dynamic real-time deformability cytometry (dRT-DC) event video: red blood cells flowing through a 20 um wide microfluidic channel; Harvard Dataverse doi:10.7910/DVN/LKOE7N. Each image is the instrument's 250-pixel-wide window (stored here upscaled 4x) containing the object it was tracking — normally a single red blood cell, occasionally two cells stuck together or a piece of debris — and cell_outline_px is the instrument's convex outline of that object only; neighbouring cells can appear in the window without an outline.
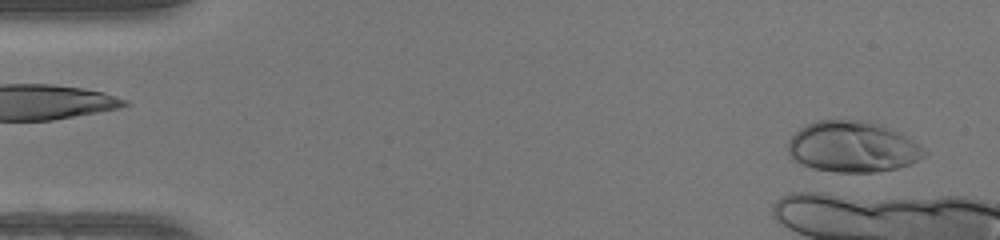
{"species": "human", "species_latin": "Homo sapiens", "temperature_condition": "warm", "stored_images_in_passage": 4, "camera_frame_rate_fps": 3000, "um_per_image_px": 0.085, "donor": {"sex": "female"}, "frame": {"image": 1, "passage_image": 2, "time_ms": 0.333, "image_size_px": [1000, 240], "cell_outline_px": [[928, 156], [912, 164], [900, 168], [880, 172], [836, 172], [812, 168], [800, 164], [792, 160], [788, 152], [788, 140], [800, 128], [816, 120], [868, 120], [884, 124], [912, 140], [924, 148], [928, 152]], "centroid_in_image_um": [72.51, 12.49], "position_along_channel_um": 12.5, "area_um2": 41.21}}